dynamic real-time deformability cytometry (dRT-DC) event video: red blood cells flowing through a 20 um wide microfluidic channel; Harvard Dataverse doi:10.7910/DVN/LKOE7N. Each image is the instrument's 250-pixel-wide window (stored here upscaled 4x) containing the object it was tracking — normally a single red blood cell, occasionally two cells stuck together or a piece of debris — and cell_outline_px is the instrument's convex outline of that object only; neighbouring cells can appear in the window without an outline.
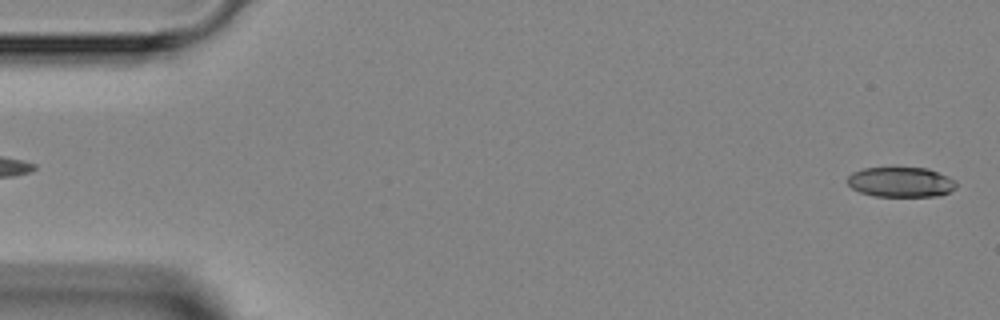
{"species": "Egyptian fruit bat (a non-hibernating species)", "species_latin": "Rousettus aegyptiacus", "temperature_condition": "room temperature", "stored_images_in_passage": 6, "segment_of_instrument_passage": [2, 2], "camera_frame_rate_fps": 3000, "um_per_image_px": 0.085, "animal": {"sex": "female"}, "frame": {"image": 1, "passage_image": 6, "time_ms": 6.667, "image_size_px": [1000, 320], "cell_outline_px": [[956, 188], [940, 196], [876, 196], [860, 192], [852, 188], [848, 184], [848, 176], [852, 172], [864, 168], [928, 168], [956, 180]], "centroid_in_image_um": [76.58, 15.48], "position_along_channel_um": 8.4, "area_um2": 18.96}}